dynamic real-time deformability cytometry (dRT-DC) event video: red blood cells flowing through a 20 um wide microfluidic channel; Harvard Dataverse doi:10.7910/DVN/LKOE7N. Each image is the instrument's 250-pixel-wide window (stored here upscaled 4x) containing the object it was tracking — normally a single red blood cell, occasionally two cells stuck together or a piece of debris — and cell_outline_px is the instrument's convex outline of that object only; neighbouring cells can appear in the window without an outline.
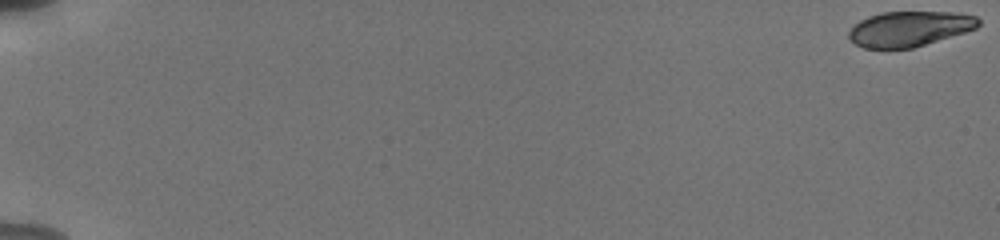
{"species": "human", "species_latin": "Homo sapiens", "temperature_condition": "cold", "stored_images_in_passage": 57, "camera_frame_rate_fps": 3000, "um_per_image_px": 0.085, "donor": {"sex": "male"}, "frame": {"image": 1, "passage_image": 1, "time_ms": 0.0, "image_size_px": [1000, 240], "cell_outline_px": [[980, 24], [976, 28], [964, 32], [912, 48], [864, 48], [856, 44], [848, 36], [848, 32], [860, 20], [868, 16], [880, 12], [960, 12], [976, 16], [980, 20]], "centroid_in_image_um": [77.31, 2.43], "position_along_channel_um": 7.7, "area_um2": 26.41}}
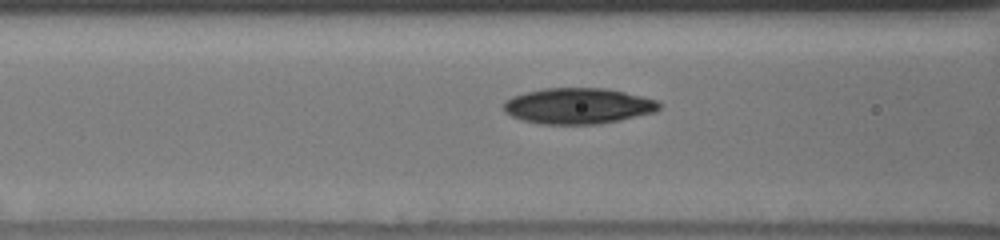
{"frame": {"image": 2, "passage_image": 26, "time_ms": 8.333, "image_size_px": [1000, 240], "cell_outline_px": [[660, 108], [656, 112], [620, 120], [600, 124], [540, 124], [524, 120], [512, 116], [504, 112], [504, 104], [512, 96], [544, 88], [604, 88], [624, 92], [656, 100], [660, 104]], "centroid_in_image_um": [49.15, 9.01], "position_along_channel_um": 117.4, "area_um2": 32.31}}
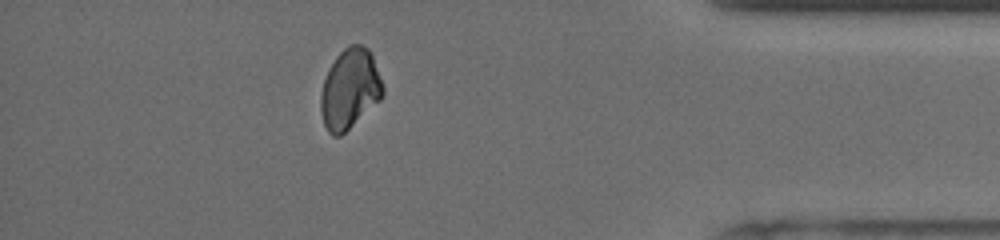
{"frame": {"image": 3, "passage_image": 51, "time_ms": 16.667, "image_size_px": [1000, 240], "cell_outline_px": [[384, 92], [380, 100], [340, 136], [332, 136], [328, 132], [324, 124], [320, 112], [320, 96], [324, 80], [336, 56], [348, 44], [364, 44], [368, 48], [372, 56], [384, 88]], "centroid_in_image_um": [29.72, 7.56], "position_along_channel_um": 405.5, "area_um2": 28.78}, "authors_computed_cell_mechanics": {"area_um2": 29.9404, "velocity_mm_per_s": 3.8147, "shape_relaxation_time_tau1_ms": null, "shape_relaxation_time_tau2_ms": 4.6381, "deformation_change_tau1": null, "deformation_change_tau2": 0.0779}}